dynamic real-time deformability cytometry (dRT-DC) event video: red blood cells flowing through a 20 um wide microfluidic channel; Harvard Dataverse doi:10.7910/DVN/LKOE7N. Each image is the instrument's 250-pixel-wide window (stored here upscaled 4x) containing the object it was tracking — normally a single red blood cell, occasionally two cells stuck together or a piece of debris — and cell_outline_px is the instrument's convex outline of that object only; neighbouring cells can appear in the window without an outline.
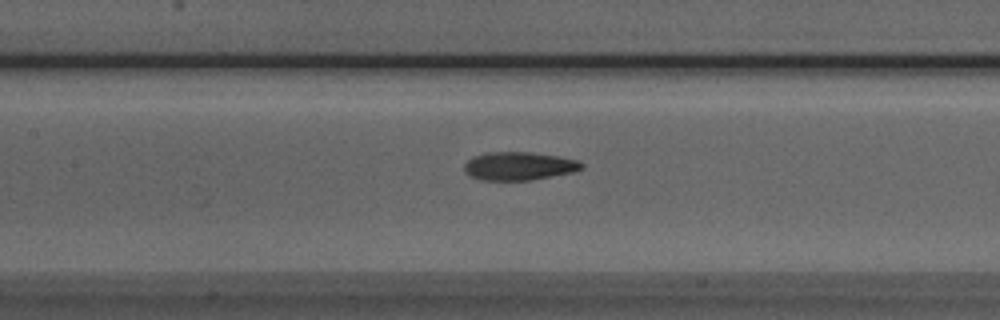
{"species": "Egyptian fruit bat (a non-hibernating species)", "species_latin": "Rousettus aegyptiacus", "temperature_condition": "room temperature", "stored_images_in_passage": 38, "camera_frame_rate_fps": 3000, "um_per_image_px": 0.085, "animal": {"sex": "male"}, "frame": {"image": 1, "passage_image": 15, "time_ms": 4.667, "image_size_px": [1000, 320], "cell_outline_px": [[584, 168], [572, 172], [532, 180], [480, 180], [464, 172], [464, 164], [472, 156], [484, 152], [532, 152], [560, 156], [576, 160], [584, 164]], "centroid_in_image_um": [44.1, 14.1], "position_along_channel_um": 163.3, "area_um2": 19.48}}
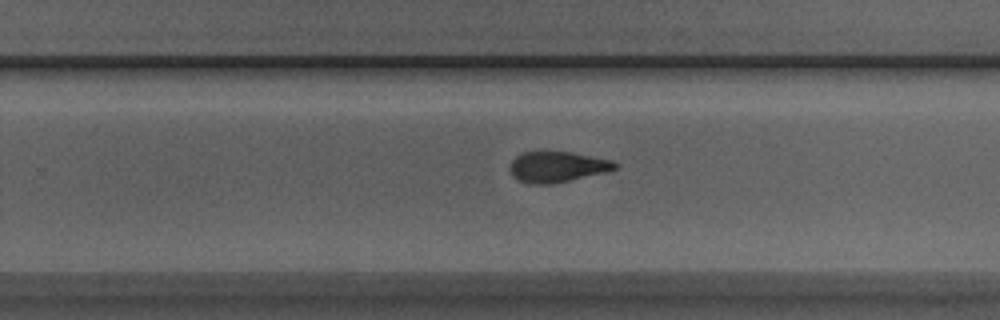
{"frame": {"image": 2, "passage_image": 24, "time_ms": 7.667, "image_size_px": [1000, 320], "cell_outline_px": [[616, 168], [604, 172], [552, 184], [528, 184], [512, 176], [508, 168], [512, 160], [516, 156], [524, 152], [568, 152], [612, 160], [616, 164]], "centroid_in_image_um": [47.29, 14.19], "position_along_channel_um": 282.5, "area_um2": 18.5}}
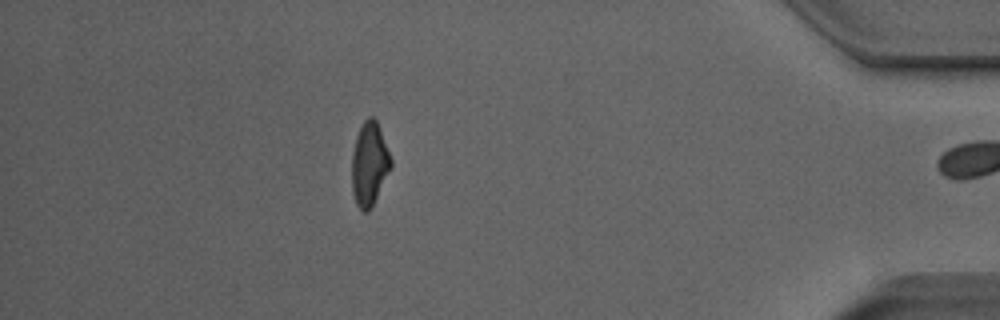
{"frame": {"image": 3, "passage_image": 37, "time_ms": 12.0, "image_size_px": [1000, 320], "cell_outline_px": [[392, 168], [368, 212], [364, 212], [356, 204], [352, 192], [352, 152], [356, 136], [364, 120], [368, 116], [372, 116], [376, 120], [380, 128], [392, 160]], "centroid_in_image_um": [31.4, 13.92], "position_along_channel_um": 403.8, "area_um2": 19.02}, "authors_computed_cell_mechanics": {"area_um2": 19.3052, "velocity_mm_per_s": 3.9822, "shape_relaxation_time_tau1_ms": 3.6966, "shape_relaxation_time_tau2_ms": 2.6585, "deformation_change_tau1": 0.1556, "deformation_change_tau2": 0.1165}}